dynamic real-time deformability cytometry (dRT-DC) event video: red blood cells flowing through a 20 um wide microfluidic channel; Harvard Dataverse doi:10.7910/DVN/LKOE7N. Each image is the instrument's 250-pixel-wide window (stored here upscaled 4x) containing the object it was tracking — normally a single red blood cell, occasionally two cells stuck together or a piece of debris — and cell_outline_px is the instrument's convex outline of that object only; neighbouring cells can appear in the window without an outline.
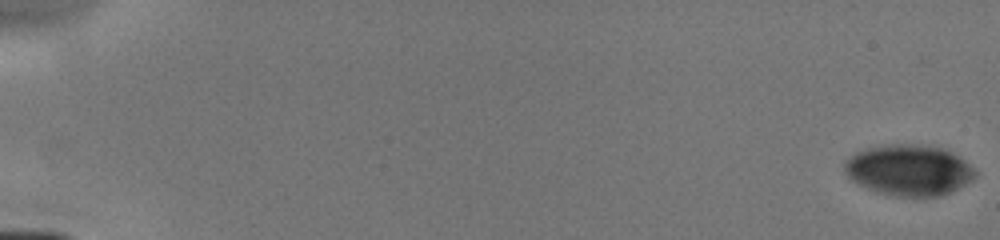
{"species": "human", "species_latin": "Homo sapiens", "temperature_condition": "cold", "stored_images_in_passage": 5, "camera_frame_rate_fps": 3000, "um_per_image_px": 0.085, "donor": {"sex": "male"}, "frame": {"image": 1, "passage_image": 1, "time_ms": 0.0, "image_size_px": [1000, 240], "cell_outline_px": [[976, 176], [972, 180], [952, 192], [936, 196], [892, 196], [876, 192], [856, 184], [844, 172], [844, 160], [856, 152], [868, 148], [892, 144], [908, 144], [940, 148], [952, 152], [964, 160], [976, 172]], "centroid_in_image_um": [77.22, 14.48], "position_along_channel_um": 7.8, "area_um2": 38.61}}